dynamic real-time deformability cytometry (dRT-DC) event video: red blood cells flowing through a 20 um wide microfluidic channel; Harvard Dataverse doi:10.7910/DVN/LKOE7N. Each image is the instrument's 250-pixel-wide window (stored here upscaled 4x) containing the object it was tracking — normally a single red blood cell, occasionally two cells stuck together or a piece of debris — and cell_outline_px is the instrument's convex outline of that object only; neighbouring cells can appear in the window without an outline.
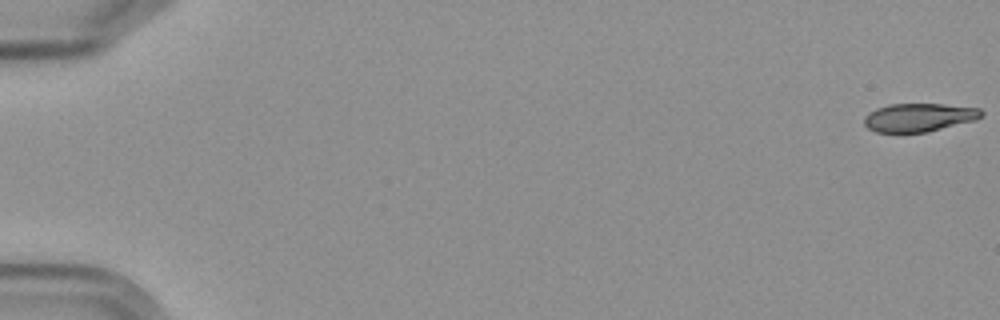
{"species": "Egyptian fruit bat (a non-hibernating species)", "species_latin": "Rousettus aegyptiacus", "temperature_condition": "cold", "stored_images_in_passage": 6, "segment_of_instrument_passage": [1, 2], "camera_frame_rate_fps": 3000, "um_per_image_px": 0.085, "frame": {"image": 1, "passage_image": 1, "time_ms": 0.0, "image_size_px": [1000, 320], "cell_outline_px": [[984, 116], [976, 120], [928, 132], [876, 132], [868, 128], [864, 124], [864, 116], [868, 112], [876, 108], [888, 104], [944, 104], [980, 108], [984, 112]], "centroid_in_image_um": [78.13, 9.97], "position_along_channel_um": 6.9, "area_um2": 19.59}}
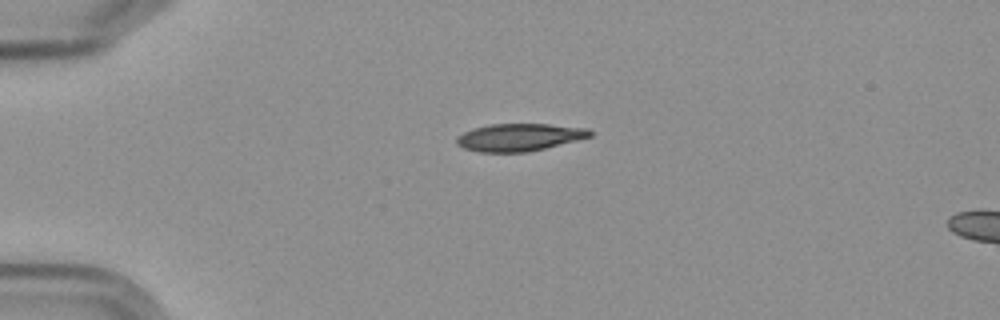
{"frame": {"image": 2, "passage_image": 4, "time_ms": 4.667, "image_size_px": [1000, 320], "cell_outline_px": [[592, 136], [528, 152], [480, 152], [464, 148], [456, 144], [456, 136], [472, 128], [488, 124], [548, 124], [588, 128], [592, 132]], "centroid_in_image_um": [44.1, 11.66], "position_along_channel_um": 40.9, "area_um2": 21.33}}